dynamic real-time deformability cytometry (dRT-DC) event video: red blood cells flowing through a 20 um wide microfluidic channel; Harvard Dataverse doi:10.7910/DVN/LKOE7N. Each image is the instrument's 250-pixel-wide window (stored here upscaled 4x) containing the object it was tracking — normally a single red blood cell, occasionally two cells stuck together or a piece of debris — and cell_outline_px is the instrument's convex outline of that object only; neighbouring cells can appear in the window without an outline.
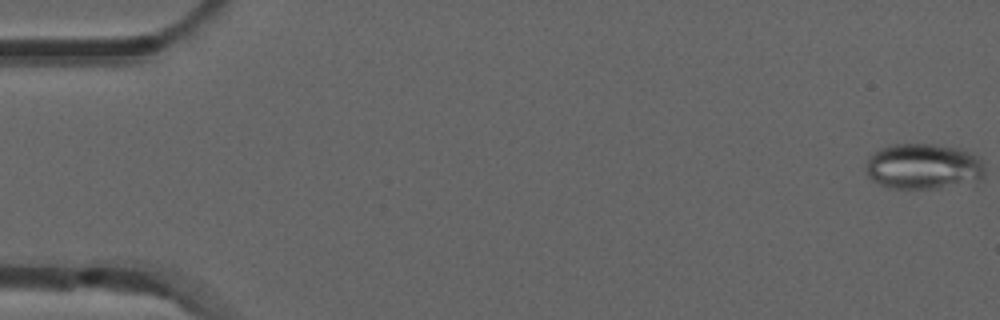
{"species": "common noctule bat (a hibernating species)", "species_latin": "Nyctalus noctula", "temperature_condition": "room temperature", "stored_images_in_passage": 6, "camera_frame_rate_fps": 3000, "um_per_image_px": 0.085, "animal": {"sex": "male", "forearm_length_mm": 52.5}, "frame": {"image": 1, "passage_image": 1, "time_ms": 0.0, "image_size_px": [1000, 320], "cell_outline_px": [[984, 180], [936, 188], [888, 188], [872, 180], [868, 176], [864, 168], [868, 156], [872, 152], [880, 148], [892, 144], [932, 144], [960, 148], [972, 152], [980, 156], [984, 160]], "centroid_in_image_um": [78.5, 14.13], "position_along_channel_um": 6.5, "area_um2": 32.31}}